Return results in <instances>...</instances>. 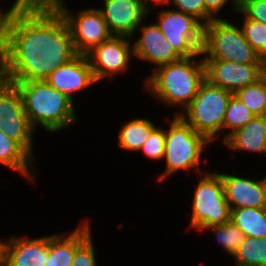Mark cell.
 Instances as JSON below:
<instances>
[{
    "label": "cell",
    "instance_id": "6da1fadb",
    "mask_svg": "<svg viewBox=\"0 0 266 266\" xmlns=\"http://www.w3.org/2000/svg\"><path fill=\"white\" fill-rule=\"evenodd\" d=\"M9 82L45 80L78 55L52 4H12L5 22Z\"/></svg>",
    "mask_w": 266,
    "mask_h": 266
},
{
    "label": "cell",
    "instance_id": "7a4b0ae2",
    "mask_svg": "<svg viewBox=\"0 0 266 266\" xmlns=\"http://www.w3.org/2000/svg\"><path fill=\"white\" fill-rule=\"evenodd\" d=\"M152 70L144 80V91L165 106H181L183 110L191 103L206 79L205 62L201 52Z\"/></svg>",
    "mask_w": 266,
    "mask_h": 266
},
{
    "label": "cell",
    "instance_id": "3957f363",
    "mask_svg": "<svg viewBox=\"0 0 266 266\" xmlns=\"http://www.w3.org/2000/svg\"><path fill=\"white\" fill-rule=\"evenodd\" d=\"M10 83L17 87L23 109L35 130L40 126L49 133L58 134L78 122L75 101L57 91L45 80Z\"/></svg>",
    "mask_w": 266,
    "mask_h": 266
},
{
    "label": "cell",
    "instance_id": "277c9868",
    "mask_svg": "<svg viewBox=\"0 0 266 266\" xmlns=\"http://www.w3.org/2000/svg\"><path fill=\"white\" fill-rule=\"evenodd\" d=\"M168 120L169 128L165 129V170L158 174L160 182L174 175L178 171L195 170L204 173L199 165L204 149L211 142L202 134L197 133L192 126L187 124L179 115H173Z\"/></svg>",
    "mask_w": 266,
    "mask_h": 266
},
{
    "label": "cell",
    "instance_id": "5b68a950",
    "mask_svg": "<svg viewBox=\"0 0 266 266\" xmlns=\"http://www.w3.org/2000/svg\"><path fill=\"white\" fill-rule=\"evenodd\" d=\"M201 55L203 60L266 63L245 39L241 27L225 18L213 19L203 26Z\"/></svg>",
    "mask_w": 266,
    "mask_h": 266
},
{
    "label": "cell",
    "instance_id": "8992f818",
    "mask_svg": "<svg viewBox=\"0 0 266 266\" xmlns=\"http://www.w3.org/2000/svg\"><path fill=\"white\" fill-rule=\"evenodd\" d=\"M233 93L212 85L207 79L200 85L191 103L179 115L187 124L205 136L212 144L219 140L226 108ZM220 133V134H219Z\"/></svg>",
    "mask_w": 266,
    "mask_h": 266
},
{
    "label": "cell",
    "instance_id": "52a82bcc",
    "mask_svg": "<svg viewBox=\"0 0 266 266\" xmlns=\"http://www.w3.org/2000/svg\"><path fill=\"white\" fill-rule=\"evenodd\" d=\"M206 171L199 175L192 199V215L188 228L197 231L212 225L227 223L231 216L221 175L216 170Z\"/></svg>",
    "mask_w": 266,
    "mask_h": 266
},
{
    "label": "cell",
    "instance_id": "ba28073f",
    "mask_svg": "<svg viewBox=\"0 0 266 266\" xmlns=\"http://www.w3.org/2000/svg\"><path fill=\"white\" fill-rule=\"evenodd\" d=\"M154 21L181 57L196 56L203 45V24L194 16L174 9H161Z\"/></svg>",
    "mask_w": 266,
    "mask_h": 266
},
{
    "label": "cell",
    "instance_id": "9c48e42d",
    "mask_svg": "<svg viewBox=\"0 0 266 266\" xmlns=\"http://www.w3.org/2000/svg\"><path fill=\"white\" fill-rule=\"evenodd\" d=\"M52 5L64 18L78 54H86L113 36L97 7L81 9L76 14L66 6L65 0H56Z\"/></svg>",
    "mask_w": 266,
    "mask_h": 266
},
{
    "label": "cell",
    "instance_id": "30bf717a",
    "mask_svg": "<svg viewBox=\"0 0 266 266\" xmlns=\"http://www.w3.org/2000/svg\"><path fill=\"white\" fill-rule=\"evenodd\" d=\"M131 40L134 42L131 37L113 35L85 54L97 82L105 79L113 81L115 76L130 69V61L134 57Z\"/></svg>",
    "mask_w": 266,
    "mask_h": 266
},
{
    "label": "cell",
    "instance_id": "8fae6325",
    "mask_svg": "<svg viewBox=\"0 0 266 266\" xmlns=\"http://www.w3.org/2000/svg\"><path fill=\"white\" fill-rule=\"evenodd\" d=\"M0 129L9 138L18 142L36 160L32 148L36 130L30 124L23 109L17 87L10 82L0 90Z\"/></svg>",
    "mask_w": 266,
    "mask_h": 266
},
{
    "label": "cell",
    "instance_id": "7c38bea8",
    "mask_svg": "<svg viewBox=\"0 0 266 266\" xmlns=\"http://www.w3.org/2000/svg\"><path fill=\"white\" fill-rule=\"evenodd\" d=\"M206 79L231 93L257 82L266 74V63H235L222 60H203Z\"/></svg>",
    "mask_w": 266,
    "mask_h": 266
},
{
    "label": "cell",
    "instance_id": "4fadbf2b",
    "mask_svg": "<svg viewBox=\"0 0 266 266\" xmlns=\"http://www.w3.org/2000/svg\"><path fill=\"white\" fill-rule=\"evenodd\" d=\"M101 12L110 32L116 36L133 38L136 29L149 17L143 0H102Z\"/></svg>",
    "mask_w": 266,
    "mask_h": 266
},
{
    "label": "cell",
    "instance_id": "5bb4252c",
    "mask_svg": "<svg viewBox=\"0 0 266 266\" xmlns=\"http://www.w3.org/2000/svg\"><path fill=\"white\" fill-rule=\"evenodd\" d=\"M137 30L140 32V37L132 43L135 58L153 63L154 68L182 58L165 39L155 22L144 24L143 21L136 32Z\"/></svg>",
    "mask_w": 266,
    "mask_h": 266
},
{
    "label": "cell",
    "instance_id": "9a60e30c",
    "mask_svg": "<svg viewBox=\"0 0 266 266\" xmlns=\"http://www.w3.org/2000/svg\"><path fill=\"white\" fill-rule=\"evenodd\" d=\"M45 81L72 101L75 93L97 83L85 54H78L68 63L58 67Z\"/></svg>",
    "mask_w": 266,
    "mask_h": 266
},
{
    "label": "cell",
    "instance_id": "2e32d148",
    "mask_svg": "<svg viewBox=\"0 0 266 266\" xmlns=\"http://www.w3.org/2000/svg\"><path fill=\"white\" fill-rule=\"evenodd\" d=\"M49 235L35 238L9 236L3 241L2 266H44L48 260Z\"/></svg>",
    "mask_w": 266,
    "mask_h": 266
},
{
    "label": "cell",
    "instance_id": "e0dca14e",
    "mask_svg": "<svg viewBox=\"0 0 266 266\" xmlns=\"http://www.w3.org/2000/svg\"><path fill=\"white\" fill-rule=\"evenodd\" d=\"M225 198L230 210L236 208H264L263 178L251 179L243 175L220 173Z\"/></svg>",
    "mask_w": 266,
    "mask_h": 266
},
{
    "label": "cell",
    "instance_id": "ac0fdd59",
    "mask_svg": "<svg viewBox=\"0 0 266 266\" xmlns=\"http://www.w3.org/2000/svg\"><path fill=\"white\" fill-rule=\"evenodd\" d=\"M72 232L49 235L48 260L44 266H72L76 248L91 234L90 222L83 220Z\"/></svg>",
    "mask_w": 266,
    "mask_h": 266
},
{
    "label": "cell",
    "instance_id": "d6986e66",
    "mask_svg": "<svg viewBox=\"0 0 266 266\" xmlns=\"http://www.w3.org/2000/svg\"><path fill=\"white\" fill-rule=\"evenodd\" d=\"M222 143L233 152L245 151L266 155V116H255Z\"/></svg>",
    "mask_w": 266,
    "mask_h": 266
},
{
    "label": "cell",
    "instance_id": "ffe728a7",
    "mask_svg": "<svg viewBox=\"0 0 266 266\" xmlns=\"http://www.w3.org/2000/svg\"><path fill=\"white\" fill-rule=\"evenodd\" d=\"M35 159L16 141L9 138L0 129V164L30 182L36 180ZM33 167V168H32Z\"/></svg>",
    "mask_w": 266,
    "mask_h": 266
},
{
    "label": "cell",
    "instance_id": "44dd1931",
    "mask_svg": "<svg viewBox=\"0 0 266 266\" xmlns=\"http://www.w3.org/2000/svg\"><path fill=\"white\" fill-rule=\"evenodd\" d=\"M156 127L147 117L131 119L121 124L117 144L122 150L137 152Z\"/></svg>",
    "mask_w": 266,
    "mask_h": 266
},
{
    "label": "cell",
    "instance_id": "7402d4cb",
    "mask_svg": "<svg viewBox=\"0 0 266 266\" xmlns=\"http://www.w3.org/2000/svg\"><path fill=\"white\" fill-rule=\"evenodd\" d=\"M230 220L246 237L266 238V210L264 208L231 209Z\"/></svg>",
    "mask_w": 266,
    "mask_h": 266
},
{
    "label": "cell",
    "instance_id": "603a6c76",
    "mask_svg": "<svg viewBox=\"0 0 266 266\" xmlns=\"http://www.w3.org/2000/svg\"><path fill=\"white\" fill-rule=\"evenodd\" d=\"M232 257L236 266H266V238L246 237Z\"/></svg>",
    "mask_w": 266,
    "mask_h": 266
},
{
    "label": "cell",
    "instance_id": "cb8c5ba5",
    "mask_svg": "<svg viewBox=\"0 0 266 266\" xmlns=\"http://www.w3.org/2000/svg\"><path fill=\"white\" fill-rule=\"evenodd\" d=\"M234 95L254 116H266V74L257 82L238 90Z\"/></svg>",
    "mask_w": 266,
    "mask_h": 266
},
{
    "label": "cell",
    "instance_id": "d4e9b609",
    "mask_svg": "<svg viewBox=\"0 0 266 266\" xmlns=\"http://www.w3.org/2000/svg\"><path fill=\"white\" fill-rule=\"evenodd\" d=\"M254 117V114L233 94L228 102L222 125V133L224 134L225 129L229 132L219 141L223 142L230 134L245 126Z\"/></svg>",
    "mask_w": 266,
    "mask_h": 266
},
{
    "label": "cell",
    "instance_id": "484cf974",
    "mask_svg": "<svg viewBox=\"0 0 266 266\" xmlns=\"http://www.w3.org/2000/svg\"><path fill=\"white\" fill-rule=\"evenodd\" d=\"M211 232L216 240L222 246L223 250L231 257L235 254L240 245L244 242L246 236L231 220L221 225H212L203 228V231Z\"/></svg>",
    "mask_w": 266,
    "mask_h": 266
},
{
    "label": "cell",
    "instance_id": "4316f807",
    "mask_svg": "<svg viewBox=\"0 0 266 266\" xmlns=\"http://www.w3.org/2000/svg\"><path fill=\"white\" fill-rule=\"evenodd\" d=\"M242 17L243 20L240 27L245 39L260 58L266 61V24Z\"/></svg>",
    "mask_w": 266,
    "mask_h": 266
},
{
    "label": "cell",
    "instance_id": "83f0119b",
    "mask_svg": "<svg viewBox=\"0 0 266 266\" xmlns=\"http://www.w3.org/2000/svg\"><path fill=\"white\" fill-rule=\"evenodd\" d=\"M140 151L150 160H163L165 154V128L157 126L145 140Z\"/></svg>",
    "mask_w": 266,
    "mask_h": 266
},
{
    "label": "cell",
    "instance_id": "f1b7e54d",
    "mask_svg": "<svg viewBox=\"0 0 266 266\" xmlns=\"http://www.w3.org/2000/svg\"><path fill=\"white\" fill-rule=\"evenodd\" d=\"M92 233L76 248L72 266H97V254Z\"/></svg>",
    "mask_w": 266,
    "mask_h": 266
},
{
    "label": "cell",
    "instance_id": "f546056e",
    "mask_svg": "<svg viewBox=\"0 0 266 266\" xmlns=\"http://www.w3.org/2000/svg\"><path fill=\"white\" fill-rule=\"evenodd\" d=\"M237 13L266 24V0H238Z\"/></svg>",
    "mask_w": 266,
    "mask_h": 266
},
{
    "label": "cell",
    "instance_id": "4dcf8cb0",
    "mask_svg": "<svg viewBox=\"0 0 266 266\" xmlns=\"http://www.w3.org/2000/svg\"><path fill=\"white\" fill-rule=\"evenodd\" d=\"M174 10L194 16L205 25V5L203 0H171Z\"/></svg>",
    "mask_w": 266,
    "mask_h": 266
},
{
    "label": "cell",
    "instance_id": "1f68e13d",
    "mask_svg": "<svg viewBox=\"0 0 266 266\" xmlns=\"http://www.w3.org/2000/svg\"><path fill=\"white\" fill-rule=\"evenodd\" d=\"M231 4V9L235 13L238 11V0H203L205 5V24H208L213 19H221V11L227 4Z\"/></svg>",
    "mask_w": 266,
    "mask_h": 266
},
{
    "label": "cell",
    "instance_id": "d6a6232c",
    "mask_svg": "<svg viewBox=\"0 0 266 266\" xmlns=\"http://www.w3.org/2000/svg\"><path fill=\"white\" fill-rule=\"evenodd\" d=\"M9 83L7 51L5 43L0 47V90Z\"/></svg>",
    "mask_w": 266,
    "mask_h": 266
},
{
    "label": "cell",
    "instance_id": "836d02e7",
    "mask_svg": "<svg viewBox=\"0 0 266 266\" xmlns=\"http://www.w3.org/2000/svg\"><path fill=\"white\" fill-rule=\"evenodd\" d=\"M10 11V8L4 10L0 8V47L4 44V38H5V22L6 18L8 16V13Z\"/></svg>",
    "mask_w": 266,
    "mask_h": 266
},
{
    "label": "cell",
    "instance_id": "e575fe53",
    "mask_svg": "<svg viewBox=\"0 0 266 266\" xmlns=\"http://www.w3.org/2000/svg\"><path fill=\"white\" fill-rule=\"evenodd\" d=\"M145 3V6L147 10L149 11V15L152 14L153 10L156 8V6L160 5H169L171 3V0H143ZM151 3V4H150Z\"/></svg>",
    "mask_w": 266,
    "mask_h": 266
},
{
    "label": "cell",
    "instance_id": "d590c367",
    "mask_svg": "<svg viewBox=\"0 0 266 266\" xmlns=\"http://www.w3.org/2000/svg\"><path fill=\"white\" fill-rule=\"evenodd\" d=\"M56 0H15L14 4H52Z\"/></svg>",
    "mask_w": 266,
    "mask_h": 266
},
{
    "label": "cell",
    "instance_id": "8d00e7d4",
    "mask_svg": "<svg viewBox=\"0 0 266 266\" xmlns=\"http://www.w3.org/2000/svg\"><path fill=\"white\" fill-rule=\"evenodd\" d=\"M264 209L266 210V176L263 178Z\"/></svg>",
    "mask_w": 266,
    "mask_h": 266
},
{
    "label": "cell",
    "instance_id": "74e56055",
    "mask_svg": "<svg viewBox=\"0 0 266 266\" xmlns=\"http://www.w3.org/2000/svg\"><path fill=\"white\" fill-rule=\"evenodd\" d=\"M2 257H3V241L0 239V266H2Z\"/></svg>",
    "mask_w": 266,
    "mask_h": 266
}]
</instances>
